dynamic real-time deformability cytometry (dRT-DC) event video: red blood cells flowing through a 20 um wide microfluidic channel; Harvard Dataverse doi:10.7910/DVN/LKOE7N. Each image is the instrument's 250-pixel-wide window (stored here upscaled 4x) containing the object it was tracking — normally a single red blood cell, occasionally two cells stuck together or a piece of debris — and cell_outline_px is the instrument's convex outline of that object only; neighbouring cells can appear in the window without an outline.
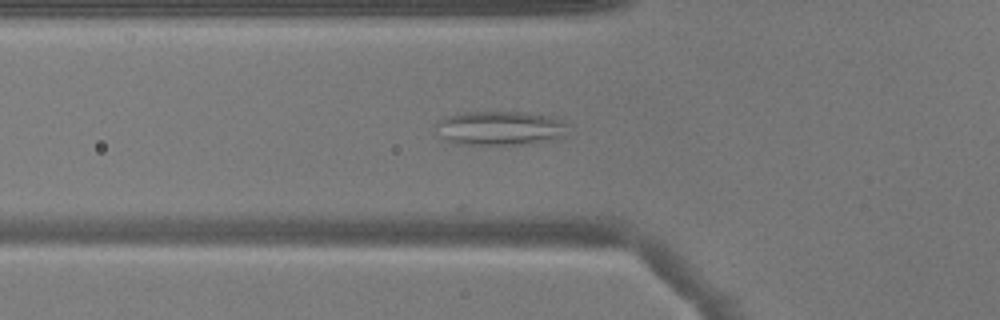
{"species": "common noctule bat (a hibernating species)", "species_latin": "Nyctalus noctula", "temperature_condition": "warm", "stored_images_in_passage": 37, "camera_frame_rate_fps": 3000, "um_per_image_px": 0.085, "animal": {"sex": "male", "body_mass_g": 17.9}, "frame": {"image": 1, "passage_image": 4, "time_ms": 1.0, "image_size_px": [1000, 320], "cell_outline_px": [[564, 124], [560, 136], [552, 140], [532, 144], [456, 144], [444, 140], [440, 136], [436, 124], [444, 116], [456, 112], [524, 112], [548, 116]], "centroid_in_image_um": [42.36, 10.89], "position_along_channel_um": 83.4, "area_um2": 25.89}}
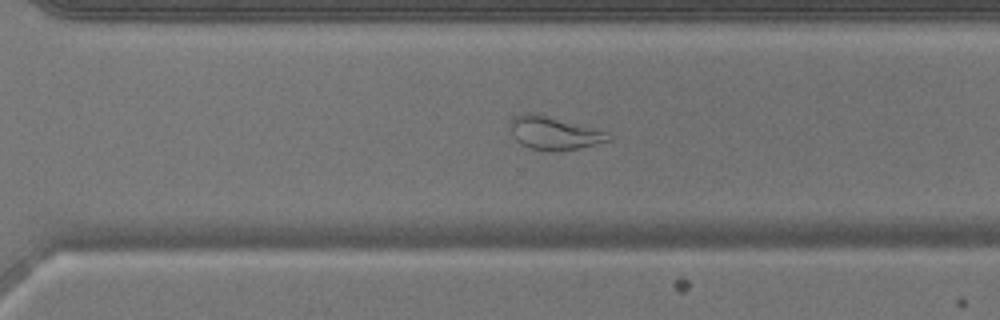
{"frame": {"image": 2, "passage_image": 22, "time_ms": 7.0, "image_size_px": [1000, 320], "cell_outline_px": [[612, 140], [580, 148], [556, 152], [552, 152], [528, 148], [520, 144], [512, 136], [512, 116], [528, 112], [536, 112], [608, 132], [612, 136]], "centroid_in_image_um": [47.1, 11.32], "position_along_channel_um": 323.5, "area_um2": 19.25}}
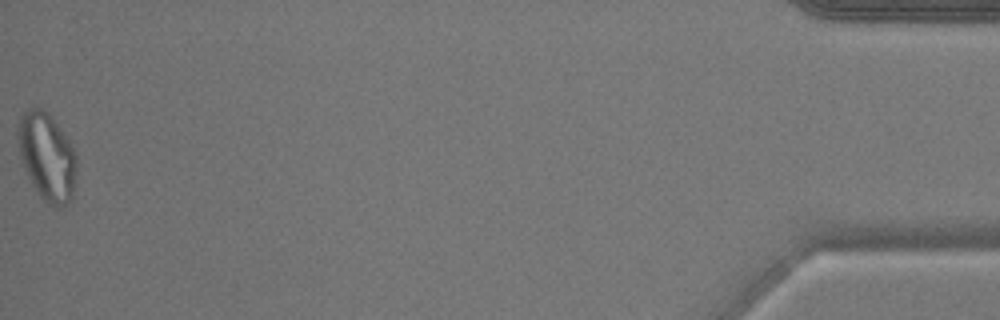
{"frame": {"image": 3, "passage_image": 37, "time_ms": 12.0, "image_size_px": [1000, 320], "cell_outline_px": [[76, 172], [72, 196], [60, 208], [56, 208], [48, 204], [40, 196], [32, 184], [24, 168], [20, 156], [16, 132], [20, 116], [28, 108], [44, 108], [68, 140], [76, 156]], "centroid_in_image_um": [3.96, 13.31], "position_along_channel_um": 431.2, "area_um2": 29.71}}